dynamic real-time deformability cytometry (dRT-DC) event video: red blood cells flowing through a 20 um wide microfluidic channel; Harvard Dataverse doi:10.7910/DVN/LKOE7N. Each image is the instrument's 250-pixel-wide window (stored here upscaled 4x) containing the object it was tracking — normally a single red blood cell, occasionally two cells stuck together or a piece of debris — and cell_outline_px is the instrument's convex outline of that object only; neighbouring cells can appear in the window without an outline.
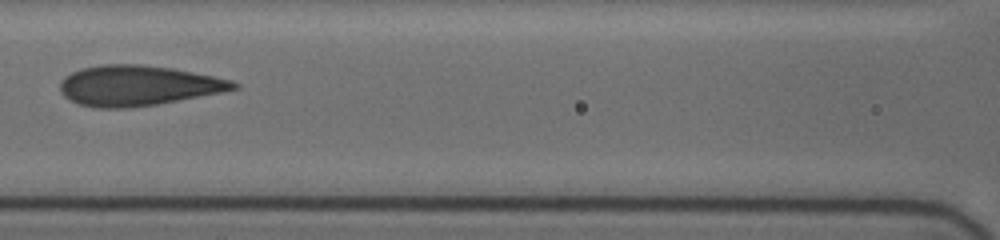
{"species": "human", "species_latin": "Homo sapiens", "temperature_condition": "cold", "stored_images_in_passage": 6, "camera_frame_rate_fps": 3000, "um_per_image_px": 0.085, "donor": {"sex": "female"}, "frame": {"image": 1, "passage_image": 4, "time_ms": 2.333, "image_size_px": [1000, 240], "cell_outline_px": [[240, 88], [220, 92], [156, 104], [124, 108], [92, 108], [80, 104], [64, 96], [60, 92], [60, 80], [64, 76], [80, 68], [104, 64], [140, 64], [172, 68], [232, 80], [240, 84]], "centroid_in_image_um": [11.69, 7.27], "position_along_channel_um": 154.9, "area_um2": 40.52}}